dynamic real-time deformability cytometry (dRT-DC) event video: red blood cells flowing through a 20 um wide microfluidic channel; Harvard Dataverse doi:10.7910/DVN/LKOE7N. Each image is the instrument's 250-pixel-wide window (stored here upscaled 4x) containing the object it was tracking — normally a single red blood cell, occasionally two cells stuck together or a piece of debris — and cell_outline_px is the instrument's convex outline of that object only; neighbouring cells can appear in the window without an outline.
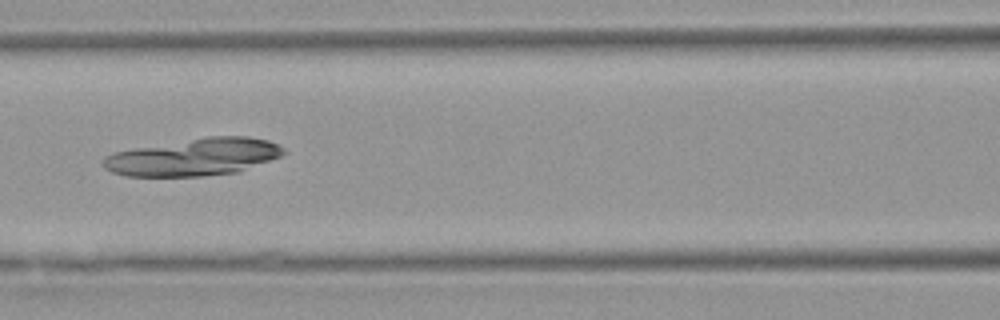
{"species": "Egyptian fruit bat (a non-hibernating species)", "species_latin": "Rousettus aegyptiacus", "temperature_condition": "warm", "stored_images_in_passage": 6, "camera_frame_rate_fps": 3000, "um_per_image_px": 0.085, "animal": {"sex": "female"}, "frame": {"image": 1, "passage_image": 5, "time_ms": 4.667, "image_size_px": [1000, 320], "cell_outline_px": [[288, 152], [280, 156], [236, 172], [204, 176], [128, 176], [112, 172], [104, 168], [104, 156], [116, 152], [136, 148], [208, 136], [248, 136], [268, 140], [284, 148]], "centroid_in_image_um": [16.5, 13.34], "position_along_channel_um": 150.1, "area_um2": 38.73}}
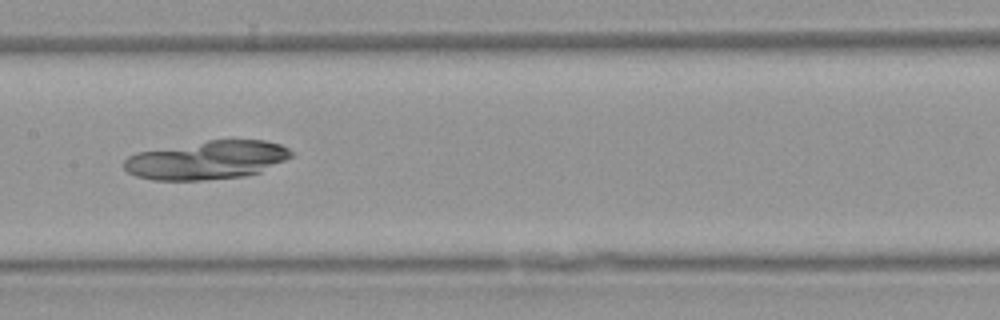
{"frame": {"image": 2, "passage_image": 6, "time_ms": 5.667, "image_size_px": [1000, 320], "cell_outline_px": [[296, 156], [260, 172], [244, 176], [204, 180], [152, 180], [136, 176], [128, 172], [124, 168], [124, 160], [128, 156], [136, 152], [208, 140], [264, 140], [280, 144], [296, 152]], "centroid_in_image_um": [17.64, 13.6], "position_along_channel_um": 189.8, "area_um2": 37.8}}